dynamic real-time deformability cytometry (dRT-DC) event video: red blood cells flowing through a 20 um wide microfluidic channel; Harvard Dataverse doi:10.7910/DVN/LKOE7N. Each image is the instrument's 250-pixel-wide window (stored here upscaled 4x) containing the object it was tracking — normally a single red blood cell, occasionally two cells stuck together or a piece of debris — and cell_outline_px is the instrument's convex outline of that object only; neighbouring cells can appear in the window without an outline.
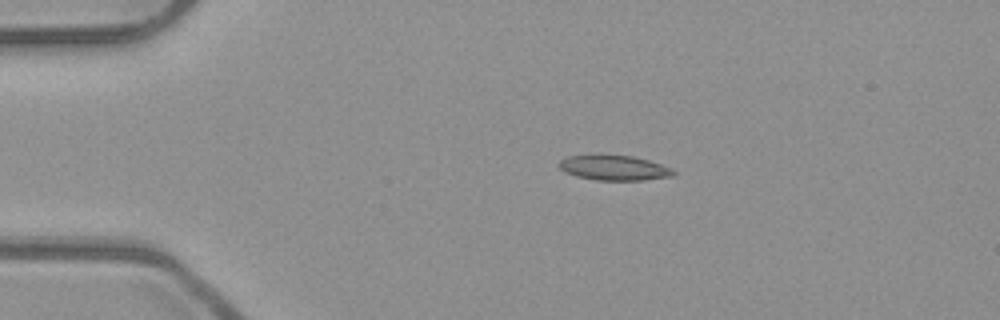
{"species": "common noctule bat (a hibernating species)", "species_latin": "Nyctalus noctula", "temperature_condition": "room temperature", "stored_images_in_passage": 4, "camera_frame_rate_fps": 3000, "um_per_image_px": 0.085, "animal": {"sex": "male", "body_mass_g": 23.1, "forearm_length_mm": 52.7}, "frame": {"image": 1, "passage_image": 2, "time_ms": 0.333, "image_size_px": [1000, 320], "cell_outline_px": [[676, 176], [644, 180], [596, 180], [576, 176], [564, 172], [556, 164], [560, 160], [568, 156], [596, 152], [632, 156], [648, 160], [660, 164], [676, 172]], "centroid_in_image_um": [52.12, 14.23], "position_along_channel_um": 32.9, "area_um2": 17.34}}
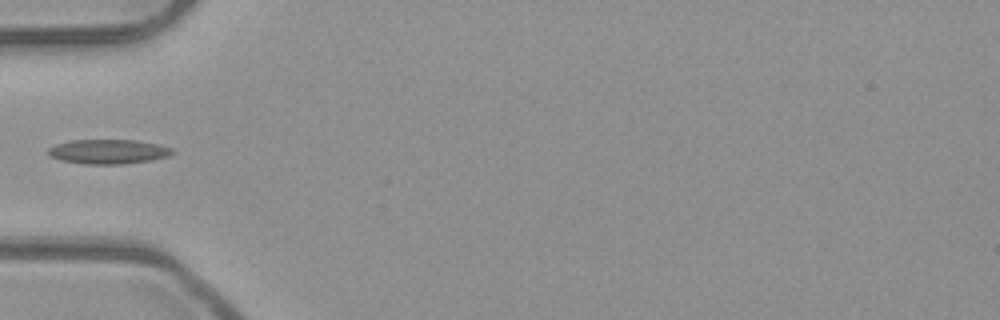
{"frame": {"image": 2, "passage_image": 4, "time_ms": 1.0, "image_size_px": [1000, 320], "cell_outline_px": [[176, 152], [168, 156], [152, 160], [124, 164], [84, 164], [60, 160], [48, 156], [48, 148], [56, 144], [72, 140], [136, 140], [160, 144], [172, 148]], "centroid_in_image_um": [9.22, 12.89], "position_along_channel_um": 75.8, "area_um2": 17.92}}